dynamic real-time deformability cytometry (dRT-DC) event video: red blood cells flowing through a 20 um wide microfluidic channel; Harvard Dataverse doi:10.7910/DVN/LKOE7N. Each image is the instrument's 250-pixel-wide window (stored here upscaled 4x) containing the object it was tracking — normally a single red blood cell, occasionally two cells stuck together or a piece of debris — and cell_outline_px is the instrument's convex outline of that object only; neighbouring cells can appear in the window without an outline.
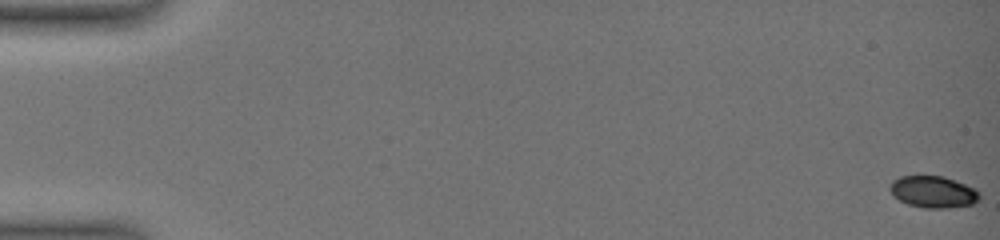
{"species": "common noctule bat (a hibernating species)", "species_latin": "Nyctalus noctula", "temperature_condition": "warm", "stored_images_in_passage": 27, "camera_frame_rate_fps": 3000, "um_per_image_px": 0.085, "animal": {"sex": "female", "body_mass_g": 19.0, "forearm_length_mm": 51.5}, "frame": {"image": 1, "passage_image": 1, "time_ms": 0.0, "image_size_px": [1000, 240], "cell_outline_px": [[980, 196], [972, 204], [948, 208], [924, 208], [908, 204], [892, 196], [888, 188], [892, 180], [900, 176], [944, 176], [956, 180], [976, 188], [980, 192]], "centroid_in_image_um": [79.3, 16.3], "position_along_channel_um": 5.7, "area_um2": 16.76}}
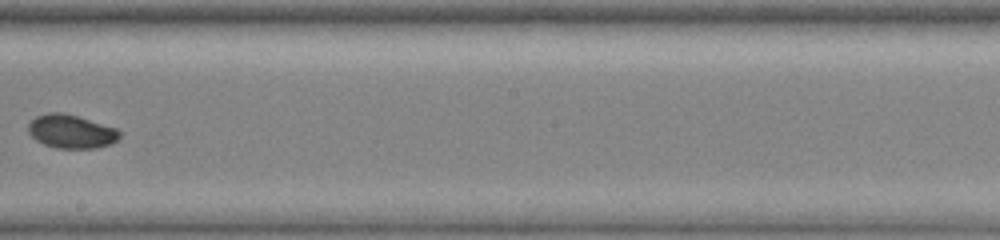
{"frame": {"image": 2, "passage_image": 17, "time_ms": 11.667, "image_size_px": [1000, 240], "cell_outline_px": [[120, 136], [112, 144], [96, 148], [56, 148], [44, 144], [32, 136], [28, 128], [28, 124], [36, 116], [48, 112], [64, 112], [116, 128], [120, 132]], "centroid_in_image_um": [6.06, 11.17], "position_along_channel_um": 242.1, "area_um2": 17.74}}
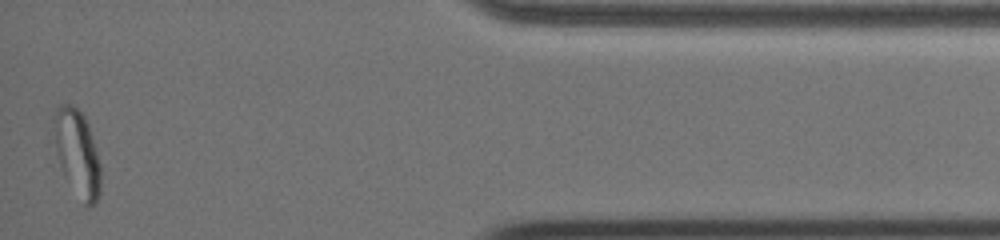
{"frame": {"image": 3, "passage_image": 27, "time_ms": 18.0, "image_size_px": [1000, 240], "cell_outline_px": [[100, 192], [96, 204], [84, 204], [60, 164], [56, 148], [56, 108], [60, 104], [72, 104], [84, 116], [88, 124], [100, 164]], "centroid_in_image_um": [6.62, 12.99], "position_along_channel_um": 428.6, "area_um2": 22.25}, "authors_computed_cell_mechanics": {"area_um2": 17.918, "velocity_mm_per_s": 3.627, "shape_relaxation_time_tau1_ms": 7.0336, "shape_relaxation_time_tau2_ms": 1.803, "deformation_change_tau1": 0.1714, "deformation_change_tau2": 0.0279}}